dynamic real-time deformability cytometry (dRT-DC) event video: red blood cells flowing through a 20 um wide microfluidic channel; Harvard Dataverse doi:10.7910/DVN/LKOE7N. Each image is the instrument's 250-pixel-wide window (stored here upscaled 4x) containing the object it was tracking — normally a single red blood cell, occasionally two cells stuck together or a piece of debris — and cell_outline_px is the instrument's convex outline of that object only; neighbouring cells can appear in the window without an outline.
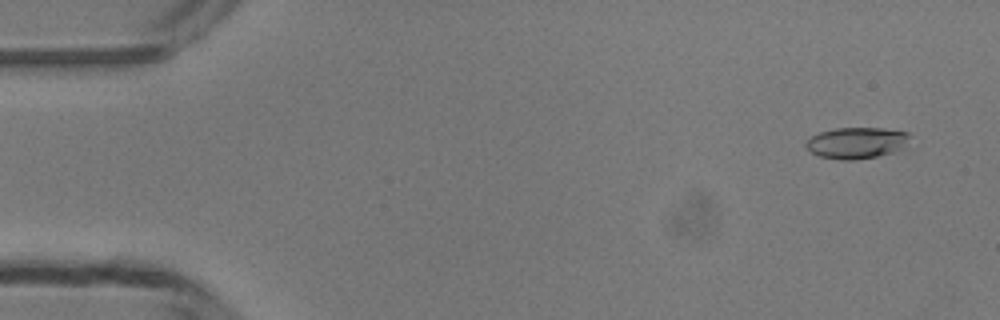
{"species": "common noctule bat (a hibernating species)", "species_latin": "Nyctalus noctula", "temperature_condition": "room temperature", "stored_images_in_passage": 49, "camera_frame_rate_fps": 3000, "um_per_image_px": 0.085, "animal": {"sex": "male", "body_mass_g": 13.3}, "frame": {"image": 1, "passage_image": 3, "time_ms": 0.667, "image_size_px": [1000, 320], "cell_outline_px": [[908, 148], [876, 156], [852, 160], [840, 160], [820, 156], [812, 152], [804, 144], [812, 136], [820, 132], [836, 128], [884, 128], [908, 132]], "centroid_in_image_um": [72.85, 12.14], "position_along_channel_um": 12.2, "area_um2": 18.9}}
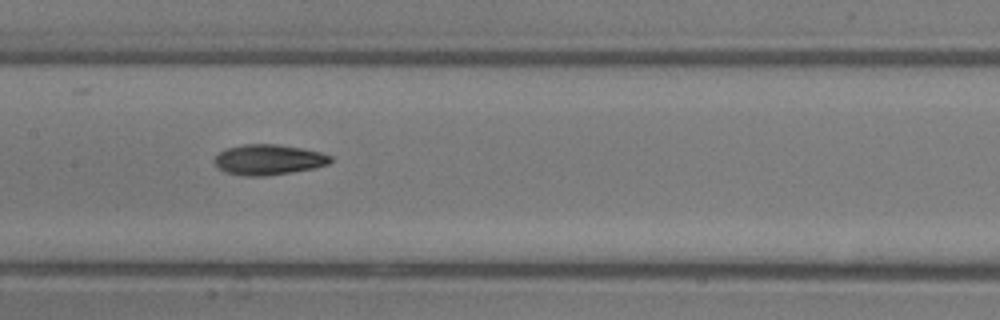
{"frame": {"image": 2, "passage_image": 24, "time_ms": 7.667, "image_size_px": [1000, 320], "cell_outline_px": [[332, 160], [328, 164], [316, 168], [264, 176], [244, 176], [224, 172], [212, 160], [220, 152], [228, 148], [244, 144], [276, 144], [300, 148], [320, 152], [332, 156]], "centroid_in_image_um": [22.83, 13.58], "position_along_channel_um": 184.6, "area_um2": 20.46}}
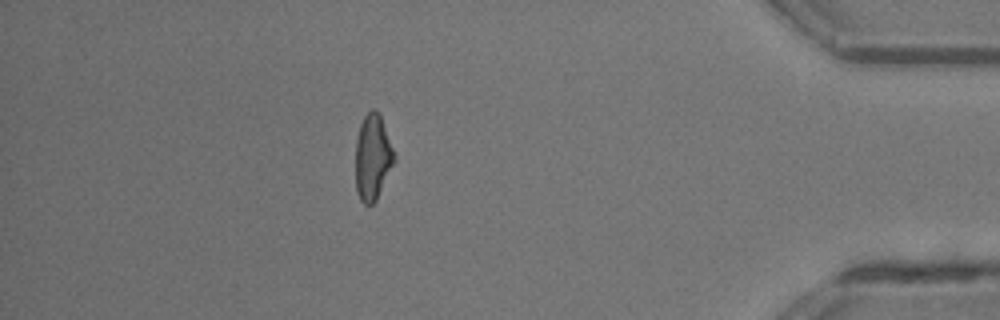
{"frame": {"image": 3, "passage_image": 43, "time_ms": 14.0, "image_size_px": [1000, 320], "cell_outline_px": [[396, 160], [376, 200], [372, 204], [364, 204], [360, 200], [356, 192], [356, 140], [360, 124], [364, 116], [372, 108], [376, 108], [380, 116], [396, 156]], "centroid_in_image_um": [31.67, 13.38], "position_along_channel_um": 403.5, "area_um2": 19.31}, "authors_computed_cell_mechanics": {"area_um2": 19.5942, "velocity_mm_per_s": 4.2115, "shape_relaxation_time_tau1_ms": 3.7888, "shape_relaxation_time_tau2_ms": 3.2811, "deformation_change_tau1": 0.1332, "deformation_change_tau2": 0.12}}